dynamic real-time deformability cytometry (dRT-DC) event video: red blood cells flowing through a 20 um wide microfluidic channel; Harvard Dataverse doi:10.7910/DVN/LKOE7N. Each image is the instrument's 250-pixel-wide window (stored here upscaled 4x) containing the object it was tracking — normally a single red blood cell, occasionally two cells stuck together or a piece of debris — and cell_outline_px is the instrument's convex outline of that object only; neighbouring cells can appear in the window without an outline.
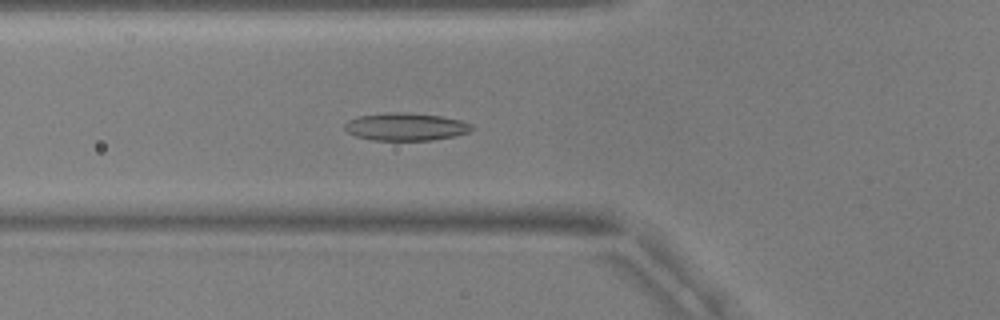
{"species": "common noctule bat (a hibernating species)", "species_latin": "Nyctalus noctula", "temperature_condition": "warm", "stored_images_in_passage": 54, "camera_frame_rate_fps": 3000, "um_per_image_px": 0.085, "animal": {"sex": "male", "body_mass_g": 17.9, "forearm_length_mm": 54.2}, "frame": {"image": 1, "passage_image": 20, "time_ms": 6.333, "image_size_px": [1000, 320], "cell_outline_px": [[472, 128], [468, 132], [456, 136], [432, 140], [372, 140], [356, 136], [348, 132], [344, 128], [344, 124], [348, 120], [360, 116], [384, 112], [408, 112], [440, 116], [460, 120], [472, 124]], "centroid_in_image_um": [34.47, 10.77], "position_along_channel_um": 91.3, "area_um2": 20.52}}
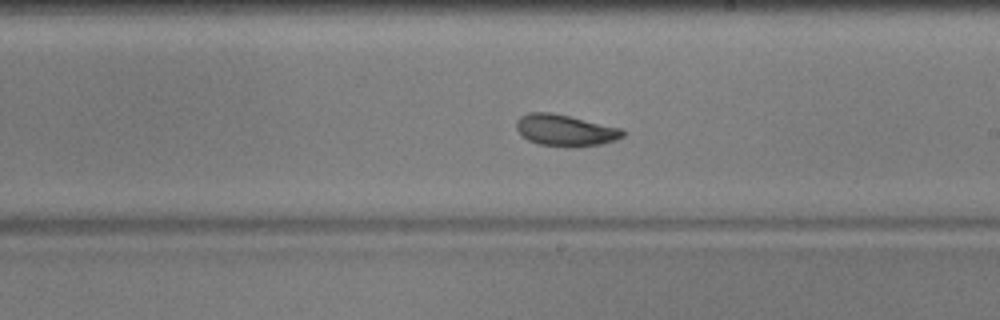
{"frame": {"image": 2, "passage_image": 32, "time_ms": 10.333, "image_size_px": [1000, 320], "cell_outline_px": [[624, 136], [616, 140], [600, 144], [568, 148], [540, 144], [528, 140], [516, 128], [516, 120], [520, 116], [528, 112], [552, 112], [620, 128], [624, 132]], "centroid_in_image_um": [48.02, 11.08], "position_along_channel_um": 241.0, "area_um2": 19.48}}
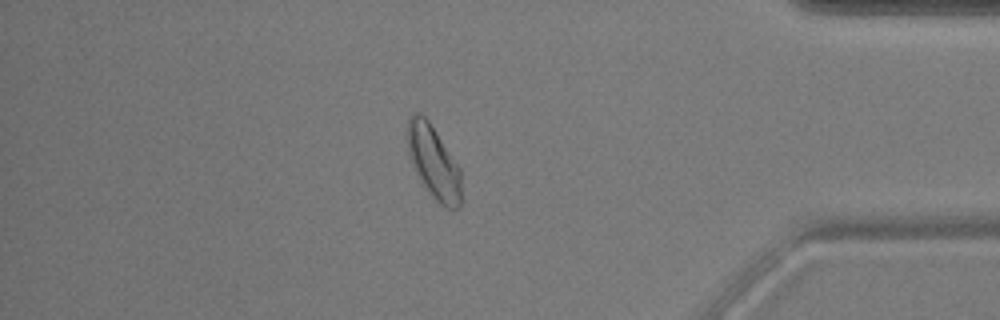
{"frame": {"image": 3, "passage_image": 47, "time_ms": 15.333, "image_size_px": [1000, 320], "cell_outline_px": [[460, 204], [456, 208], [448, 208], [440, 204], [432, 196], [424, 184], [408, 152], [408, 116], [412, 112], [420, 112], [428, 120], [460, 168]], "centroid_in_image_um": [36.86, 13.73], "position_along_channel_um": 398.3, "area_um2": 22.08}, "authors_computed_cell_mechanics": {"area_um2": 20.4034, "velocity_mm_per_s": 3.7262, "shape_relaxation_time_tau1_ms": 3.8318, "shape_relaxation_time_tau2_ms": 2.2338, "deformation_change_tau1": 0.1237, "deformation_change_tau2": 0.0793}}